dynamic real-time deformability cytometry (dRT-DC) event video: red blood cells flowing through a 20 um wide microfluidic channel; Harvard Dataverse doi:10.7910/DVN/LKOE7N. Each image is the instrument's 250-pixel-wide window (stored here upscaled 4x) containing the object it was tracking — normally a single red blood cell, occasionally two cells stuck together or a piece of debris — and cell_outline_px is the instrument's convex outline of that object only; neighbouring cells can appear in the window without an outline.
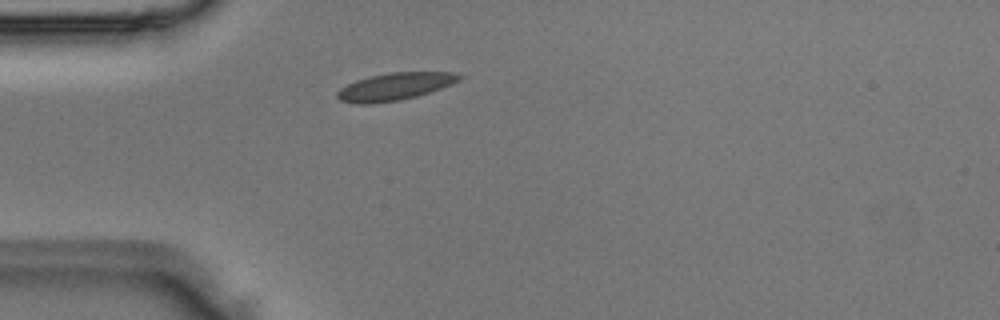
{"species": "Egyptian fruit bat (a non-hibernating species)", "species_latin": "Rousettus aegyptiacus", "temperature_condition": "room temperature", "stored_images_in_passage": 2, "camera_frame_rate_fps": 3000, "um_per_image_px": 0.085, "animal": {"sex": "male"}, "frame": {"image": 1, "passage_image": 2, "time_ms": 0.333, "image_size_px": [1000, 320], "cell_outline_px": [[464, 76], [460, 80], [440, 88], [416, 96], [400, 100], [368, 104], [356, 104], [340, 100], [336, 96], [336, 92], [340, 88], [356, 80], [368, 76], [392, 72], [456, 72]], "centroid_in_image_um": [33.54, 7.35], "position_along_channel_um": 51.5, "area_um2": 19.42}}